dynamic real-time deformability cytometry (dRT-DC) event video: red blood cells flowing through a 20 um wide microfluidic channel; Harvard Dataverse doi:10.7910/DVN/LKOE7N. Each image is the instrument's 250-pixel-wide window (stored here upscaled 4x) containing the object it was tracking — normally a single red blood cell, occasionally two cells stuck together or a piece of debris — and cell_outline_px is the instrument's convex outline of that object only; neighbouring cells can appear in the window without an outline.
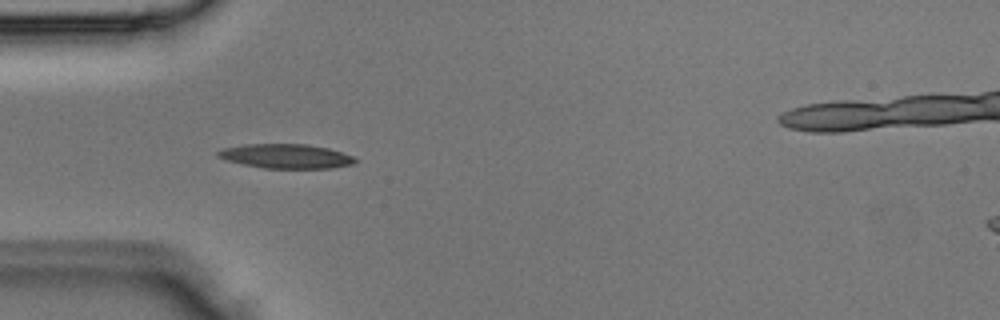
{"species": "Egyptian fruit bat (a non-hibernating species)", "species_latin": "Rousettus aegyptiacus", "temperature_condition": "room temperature", "stored_images_in_passage": 5, "camera_frame_rate_fps": 3000, "um_per_image_px": 0.085, "animal": {"sex": "male"}, "frame": {"image": 1, "passage_image": 4, "time_ms": 1.0, "image_size_px": [1000, 320], "cell_outline_px": [[356, 160], [352, 164], [332, 168], [264, 168], [244, 164], [228, 160], [216, 156], [216, 152], [224, 148], [244, 144], [308, 144], [328, 148], [352, 156]], "centroid_in_image_um": [24.29, 13.27], "position_along_channel_um": 60.7, "area_um2": 19.25}}
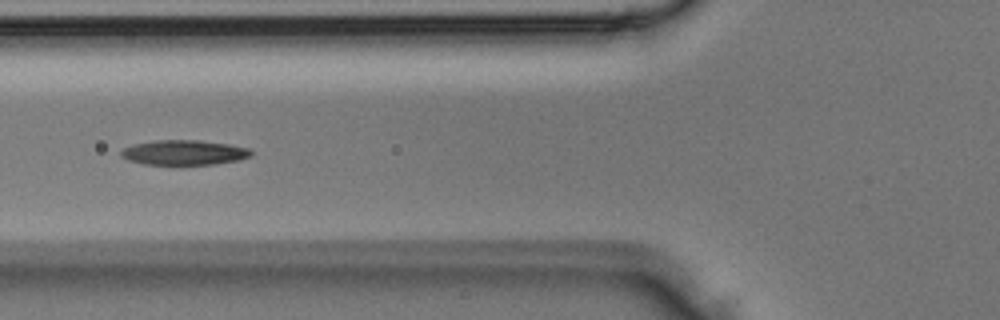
{"frame": {"image": 2, "passage_image": 5, "time_ms": 1.333, "image_size_px": [1000, 320], "cell_outline_px": [[252, 156], [240, 160], [212, 164], [144, 164], [128, 160], [120, 156], [120, 152], [124, 148], [132, 144], [156, 140], [200, 140], [228, 144], [252, 148]], "centroid_in_image_um": [15.67, 12.96], "position_along_channel_um": 110.1, "area_um2": 18.96}}